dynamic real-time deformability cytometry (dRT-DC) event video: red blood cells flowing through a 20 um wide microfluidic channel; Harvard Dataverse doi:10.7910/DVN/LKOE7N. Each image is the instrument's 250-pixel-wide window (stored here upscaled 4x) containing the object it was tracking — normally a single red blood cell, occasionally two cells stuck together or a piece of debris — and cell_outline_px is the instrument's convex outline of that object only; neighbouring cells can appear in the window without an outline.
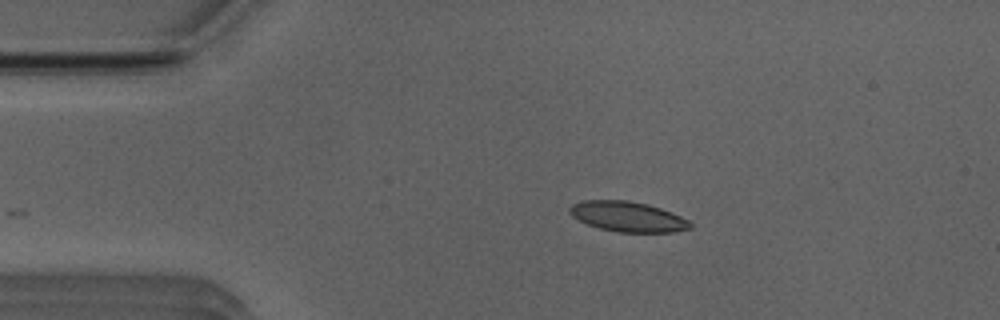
{"species": "Egyptian fruit bat (a non-hibernating species)", "species_latin": "Rousettus aegyptiacus", "temperature_condition": "room temperature", "stored_images_in_passage": 39, "camera_frame_rate_fps": 3000, "um_per_image_px": 0.085, "animal": {"sex": "male"}, "frame": {"image": 1, "passage_image": 1, "time_ms": 0.0, "image_size_px": [1000, 320], "cell_outline_px": [[692, 228], [672, 232], [616, 232], [600, 228], [588, 224], [572, 216], [568, 212], [568, 208], [572, 204], [584, 200], [628, 200], [648, 204], [672, 212], [688, 220], [692, 224]], "centroid_in_image_um": [53.35, 18.41], "position_along_channel_um": 31.6, "area_um2": 21.21}}
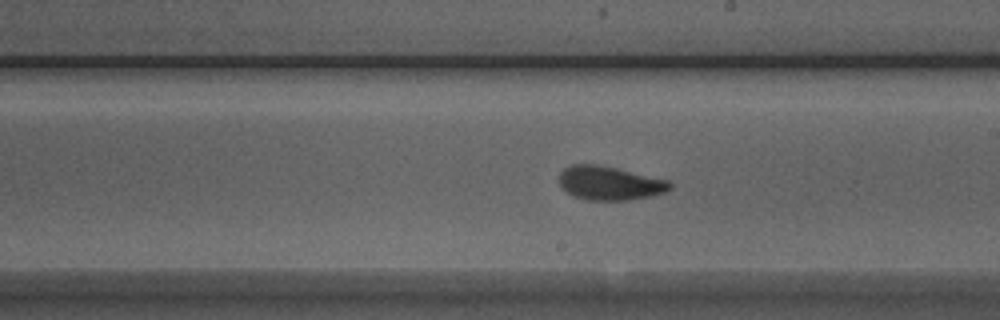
{"frame": {"image": 2, "passage_image": 20, "time_ms": 6.333, "image_size_px": [1000, 320], "cell_outline_px": [[672, 188], [668, 192], [652, 196], [628, 200], [588, 200], [576, 196], [568, 192], [560, 184], [560, 172], [564, 168], [572, 164], [596, 164], [616, 168], [668, 180], [672, 184]], "centroid_in_image_um": [51.86, 15.57], "position_along_channel_um": 237.1, "area_um2": 21.73}}
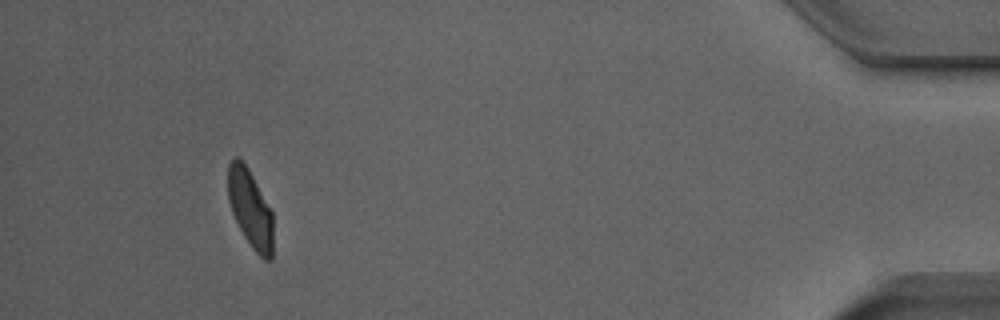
{"frame": {"image": 3, "passage_image": 39, "time_ms": 12.667, "image_size_px": [1000, 320], "cell_outline_px": [[272, 260], [264, 260], [252, 248], [244, 236], [232, 212], [228, 200], [228, 164], [236, 156], [248, 168], [272, 212]], "centroid_in_image_um": [21.27, 17.75], "position_along_channel_um": 413.9, "area_um2": 20.17}, "authors_computed_cell_mechanics": {"area_um2": 21.5016, "velocity_mm_per_s": 3.9297, "shape_relaxation_time_tau1_ms": 2.9571, "shape_relaxation_time_tau2_ms": 1.1316, "deformation_change_tau1": 0.1151, "deformation_change_tau2": 0.0683}}